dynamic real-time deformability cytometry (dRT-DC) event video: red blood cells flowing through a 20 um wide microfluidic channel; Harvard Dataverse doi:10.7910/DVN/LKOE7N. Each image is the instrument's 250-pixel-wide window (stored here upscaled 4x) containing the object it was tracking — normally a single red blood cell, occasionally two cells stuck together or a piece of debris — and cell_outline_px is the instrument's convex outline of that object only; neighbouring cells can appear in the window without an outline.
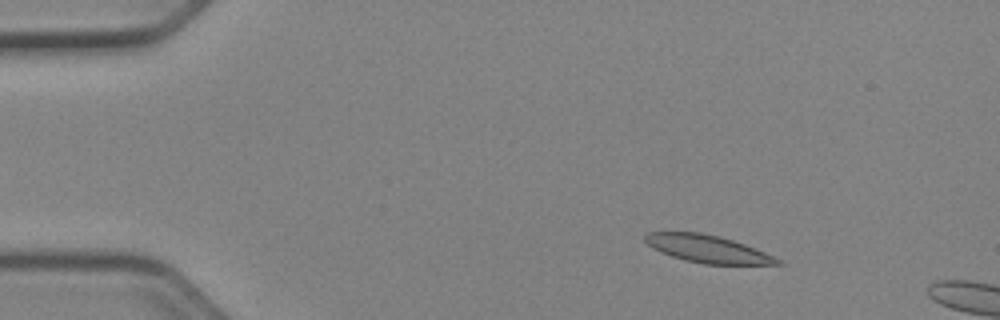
{"species": "Egyptian fruit bat (a non-hibernating species)", "species_latin": "Rousettus aegyptiacus", "temperature_condition": "cold", "stored_images_in_passage": 11, "camera_frame_rate_fps": 3000, "um_per_image_px": 0.085, "animal": {"sex": "female"}, "frame": {"image": 1, "passage_image": 7, "time_ms": 2.0, "image_size_px": [1000, 320], "cell_outline_px": [[784, 264], [704, 264], [684, 260], [660, 252], [652, 248], [644, 240], [644, 236], [648, 232], [700, 232], [720, 236], [756, 248], [784, 260]], "centroid_in_image_um": [60.17, 21.15], "position_along_channel_um": 24.8, "area_um2": 21.33}}